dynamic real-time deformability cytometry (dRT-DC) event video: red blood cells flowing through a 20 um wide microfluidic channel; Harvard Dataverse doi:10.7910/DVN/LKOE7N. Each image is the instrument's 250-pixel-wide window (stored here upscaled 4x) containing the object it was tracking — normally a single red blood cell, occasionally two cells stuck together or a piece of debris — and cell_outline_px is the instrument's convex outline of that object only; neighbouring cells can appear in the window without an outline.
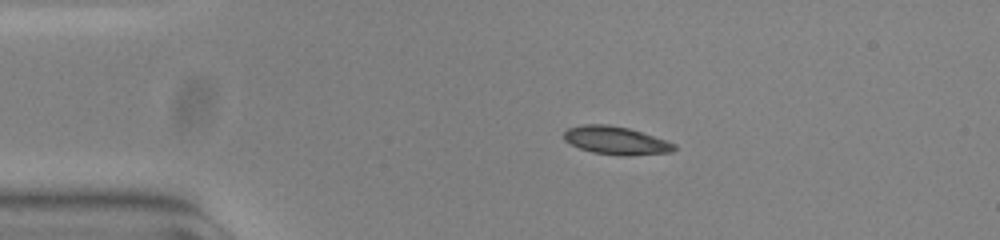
{"species": "common noctule bat (a hibernating species)", "species_latin": "Nyctalus noctula", "temperature_condition": "warm", "stored_images_in_passage": 53, "camera_frame_rate_fps": 3000, "um_per_image_px": 0.085, "animal": {"sex": "female", "body_mass_g": 23.0, "forearm_length_mm": 53.4}, "frame": {"image": 1, "passage_image": 10, "time_ms": 3.0, "image_size_px": [1000, 240], "cell_outline_px": [[676, 148], [672, 152], [628, 156], [620, 156], [592, 152], [580, 148], [564, 140], [564, 132], [568, 128], [584, 124], [608, 124], [628, 128], [676, 144]], "centroid_in_image_um": [52.34, 11.95], "position_along_channel_um": 32.7, "area_um2": 17.92}}
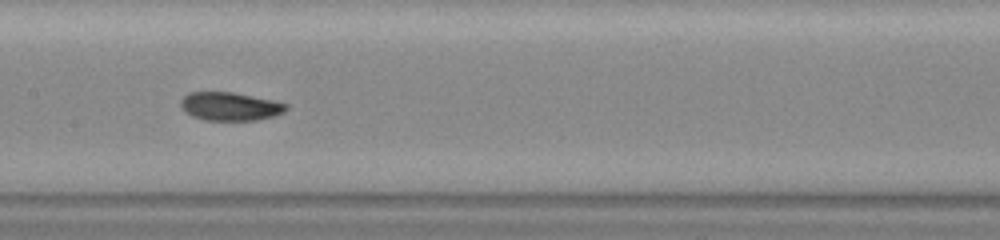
{"frame": {"image": 2, "passage_image": 26, "time_ms": 8.333, "image_size_px": [1000, 240], "cell_outline_px": [[288, 108], [284, 112], [272, 116], [256, 120], [204, 120], [192, 116], [184, 112], [180, 104], [180, 100], [188, 92], [232, 92], [272, 100], [288, 104]], "centroid_in_image_um": [19.52, 9.04], "position_along_channel_um": 187.9, "area_um2": 17.4}}
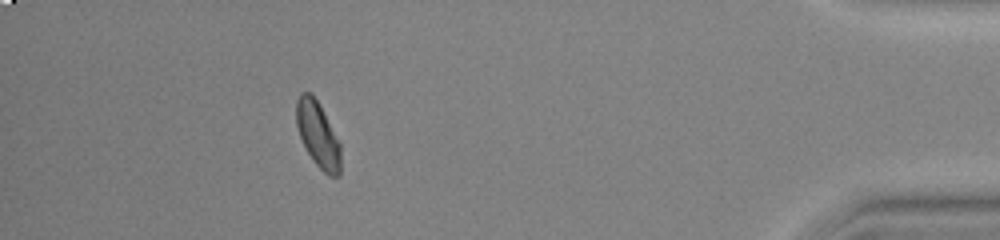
{"frame": {"image": 3, "passage_image": 48, "time_ms": 15.667, "image_size_px": [1000, 240], "cell_outline_px": [[340, 176], [328, 176], [312, 160], [300, 136], [296, 124], [296, 100], [300, 92], [312, 92], [320, 104], [340, 144]], "centroid_in_image_um": [27.01, 11.41], "position_along_channel_um": 408.2, "area_um2": 16.94}, "authors_computed_cell_mechanics": {"area_um2": 17.5712, "velocity_mm_per_s": 3.7721, "shape_relaxation_time_tau1_ms": 6.3425, "shape_relaxation_time_tau2_ms": 3.1298, "deformation_change_tau1": 0.1864, "deformation_change_tau2": 0.0498}}